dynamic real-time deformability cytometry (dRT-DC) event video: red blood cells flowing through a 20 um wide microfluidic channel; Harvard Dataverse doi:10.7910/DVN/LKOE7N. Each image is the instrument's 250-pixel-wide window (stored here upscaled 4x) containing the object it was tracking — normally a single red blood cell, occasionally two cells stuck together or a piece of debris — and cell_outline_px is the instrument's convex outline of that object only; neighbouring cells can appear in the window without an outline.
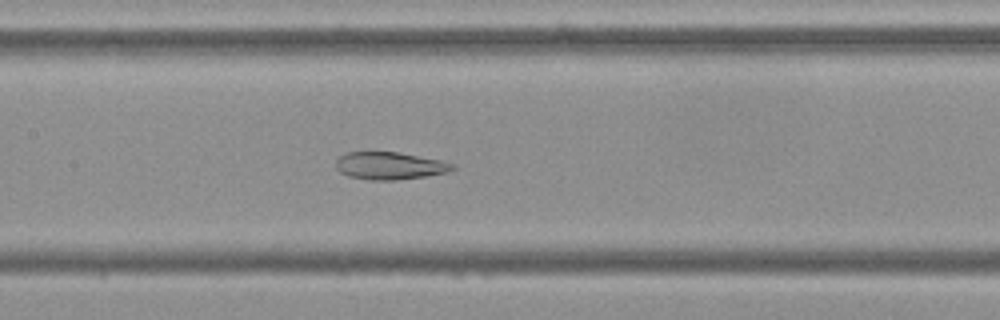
{"species": "Egyptian fruit bat (a non-hibernating species)", "species_latin": "Rousettus aegyptiacus", "temperature_condition": "cold", "stored_images_in_passage": 54, "camera_frame_rate_fps": 3000, "um_per_image_px": 0.085, "frame": {"image": 1, "passage_image": 25, "time_ms": 8.0, "image_size_px": [1000, 320], "cell_outline_px": [[456, 168], [448, 172], [424, 176], [396, 180], [368, 180], [348, 176], [340, 172], [336, 168], [336, 160], [344, 152], [400, 152], [444, 160], [456, 164]], "centroid_in_image_um": [33.16, 14.08], "position_along_channel_um": 174.2, "area_um2": 18.96}}
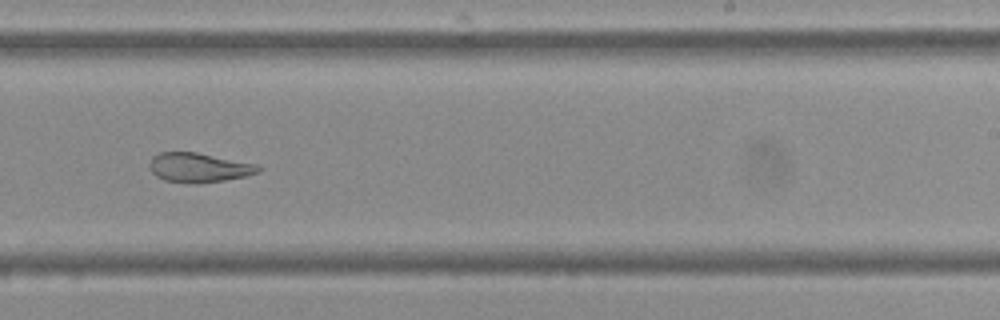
{"frame": {"image": 2, "passage_image": 33, "time_ms": 10.667, "image_size_px": [1000, 320], "cell_outline_px": [[264, 168], [260, 172], [248, 176], [224, 180], [192, 184], [164, 180], [156, 176], [148, 168], [148, 164], [152, 156], [160, 152], [196, 152], [256, 164]], "centroid_in_image_um": [16.89, 14.25], "position_along_channel_um": 272.1, "area_um2": 18.84}}
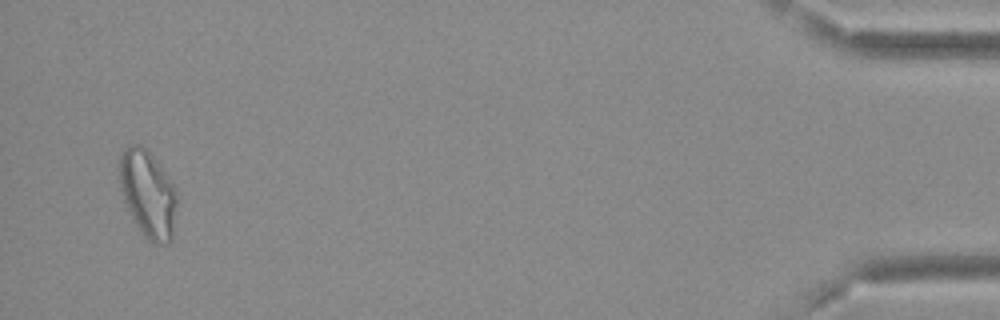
{"frame": {"image": 3, "passage_image": 52, "time_ms": 17.0, "image_size_px": [1000, 320], "cell_outline_px": [[176, 208], [172, 240], [168, 244], [156, 244], [148, 240], [140, 232], [132, 220], [128, 212], [120, 192], [116, 168], [120, 156], [124, 148], [128, 144], [140, 144], [160, 164], [176, 188]], "centroid_in_image_um": [12.52, 16.48], "position_along_channel_um": 422.7, "area_um2": 30.06}, "authors_computed_cell_mechanics": {"area_um2": 23.2067, "velocity_mm_per_s": 3.679, "shape_relaxation_time_tau1_ms": null, "shape_relaxation_time_tau2_ms": 2.0354, "deformation_change_tau1": null, "deformation_change_tau2": 0.0975}}